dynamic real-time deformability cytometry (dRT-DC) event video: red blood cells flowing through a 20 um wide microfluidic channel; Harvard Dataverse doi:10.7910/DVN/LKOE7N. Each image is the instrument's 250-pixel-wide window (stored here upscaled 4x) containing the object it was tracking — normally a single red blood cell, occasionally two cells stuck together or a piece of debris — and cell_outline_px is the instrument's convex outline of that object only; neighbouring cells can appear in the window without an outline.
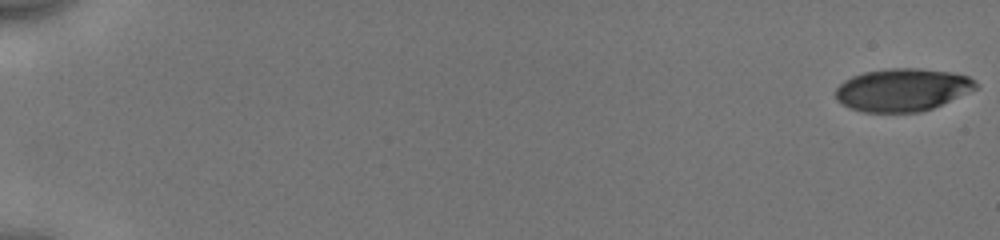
{"species": "human", "species_latin": "Homo sapiens", "temperature_condition": "cold", "stored_images_in_passage": 54, "camera_frame_rate_fps": 3000, "um_per_image_px": 0.085, "donor": {"sex": "male"}, "frame": {"image": 1, "passage_image": 1, "time_ms": 0.0, "image_size_px": [1000, 240], "cell_outline_px": [[980, 88], [932, 108], [920, 112], [864, 112], [840, 104], [836, 100], [836, 88], [844, 80], [852, 76], [864, 72], [888, 68], [920, 68], [952, 72], [968, 76], [980, 84]], "centroid_in_image_um": [76.73, 7.63], "position_along_channel_um": 8.3, "area_um2": 35.2}}
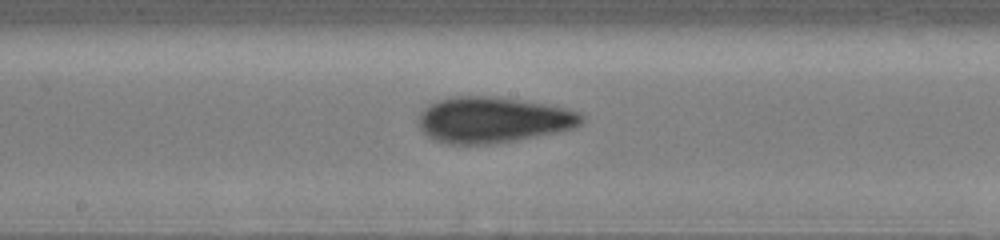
{"frame": {"image": 2, "passage_image": 31, "time_ms": 10.0, "image_size_px": [1000, 240], "cell_outline_px": [[584, 124], [576, 128], [516, 140], [492, 144], [448, 144], [436, 140], [428, 136], [416, 124], [416, 116], [428, 104], [452, 96], [496, 96], [544, 104], [564, 108], [580, 112], [584, 116]], "centroid_in_image_um": [41.88, 10.19], "position_along_channel_um": 206.3, "area_um2": 43.93}}
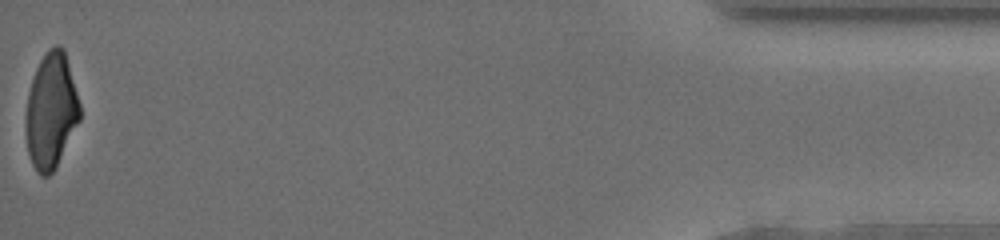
{"frame": {"image": 3, "passage_image": 54, "time_ms": 17.667, "image_size_px": [1000, 240], "cell_outline_px": [[80, 120], [56, 168], [48, 176], [40, 176], [36, 172], [32, 164], [28, 152], [24, 128], [24, 120], [28, 92], [36, 68], [40, 60], [48, 48], [56, 44], [60, 44], [64, 48], [80, 104]], "centroid_in_image_um": [4.32, 9.43], "position_along_channel_um": 430.9, "area_um2": 36.88}, "authors_computed_cell_mechanics": {"area_um2": 39.304, "velocity_mm_per_s": 3.9741, "shape_relaxation_time_tau1_ms": 3.7785, "shape_relaxation_time_tau2_ms": 2.1898, "deformation_change_tau1": 0.1381, "deformation_change_tau2": 0.0865}}